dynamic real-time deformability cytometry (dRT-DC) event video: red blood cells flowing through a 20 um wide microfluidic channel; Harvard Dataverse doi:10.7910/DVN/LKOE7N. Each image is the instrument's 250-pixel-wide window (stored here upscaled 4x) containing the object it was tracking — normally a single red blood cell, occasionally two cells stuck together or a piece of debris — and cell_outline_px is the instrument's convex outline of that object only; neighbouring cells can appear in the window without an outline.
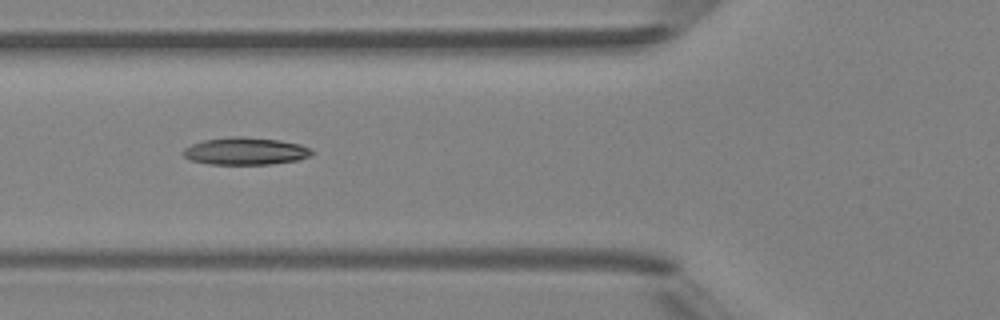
{"species": "Egyptian fruit bat (a non-hibernating species)", "species_latin": "Rousettus aegyptiacus", "temperature_condition": "room temperature", "stored_images_in_passage": 4, "camera_frame_rate_fps": 3000, "um_per_image_px": 0.085, "animal": {"sex": "female"}, "frame": {"image": 1, "passage_image": 3, "time_ms": 2.333, "image_size_px": [1000, 320], "cell_outline_px": [[316, 152], [312, 156], [300, 160], [268, 164], [208, 164], [192, 160], [184, 156], [180, 152], [184, 148], [192, 144], [204, 140], [232, 136], [244, 136], [280, 140], [300, 144]], "centroid_in_image_um": [20.89, 12.84], "position_along_channel_um": 104.9, "area_um2": 20.69}}
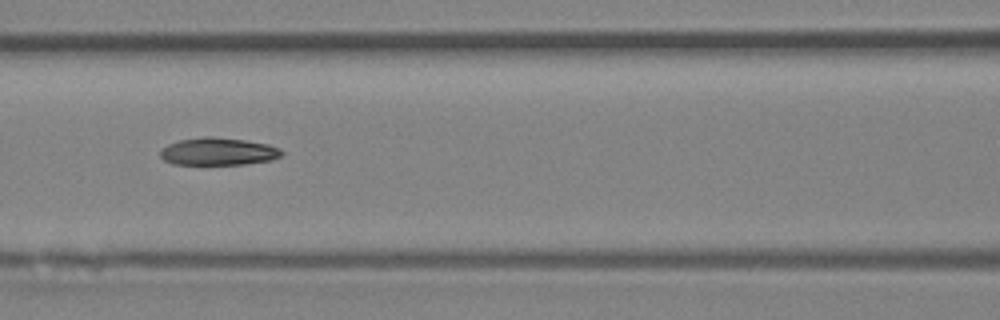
{"frame": {"image": 2, "passage_image": 4, "time_ms": 3.333, "image_size_px": [1000, 320], "cell_outline_px": [[284, 152], [280, 156], [272, 160], [244, 164], [172, 164], [164, 160], [160, 156], [160, 148], [168, 144], [180, 140], [204, 136], [212, 136], [244, 140], [268, 144], [280, 148]], "centroid_in_image_um": [18.54, 12.87], "position_along_channel_um": 148.1, "area_um2": 19.54}}